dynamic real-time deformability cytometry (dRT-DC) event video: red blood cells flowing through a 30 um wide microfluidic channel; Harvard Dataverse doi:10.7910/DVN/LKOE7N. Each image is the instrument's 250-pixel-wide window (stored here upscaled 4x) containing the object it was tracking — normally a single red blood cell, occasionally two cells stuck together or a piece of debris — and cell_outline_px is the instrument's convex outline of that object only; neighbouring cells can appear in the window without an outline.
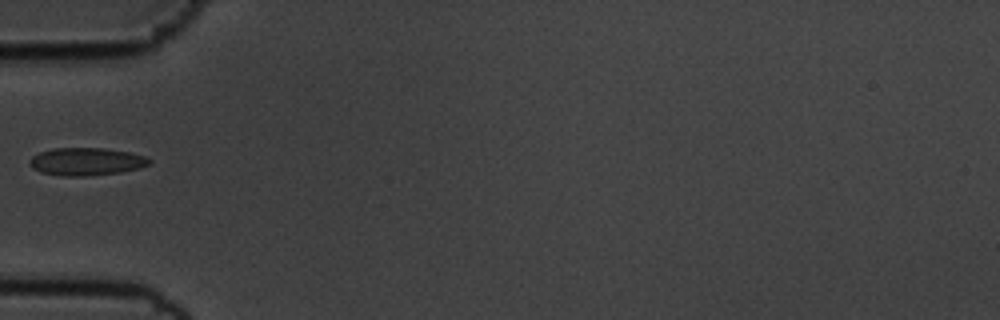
{"species": "common noctule bat (a hibernating species)", "species_latin": "Nyctalus noctula", "temperature_condition": "cold", "stored_images_in_passage": 38, "camera_frame_rate_fps": 3000, "um_per_image_px": 0.085, "animal": {"sex": "male", "body_mass_g": 19.5, "forearm_length_mm": 54.6}, "frame": {"image": 1, "passage_image": 1, "time_ms": 0.0, "image_size_px": [1000, 320], "cell_outline_px": [[152, 160], [148, 164], [140, 168], [120, 172], [84, 176], [64, 176], [44, 172], [32, 168], [28, 164], [28, 160], [32, 156], [40, 152], [52, 148], [104, 148], [128, 152], [144, 156]], "centroid_in_image_um": [7.31, 13.72], "position_along_channel_um": 77.7, "area_um2": 19.19}}
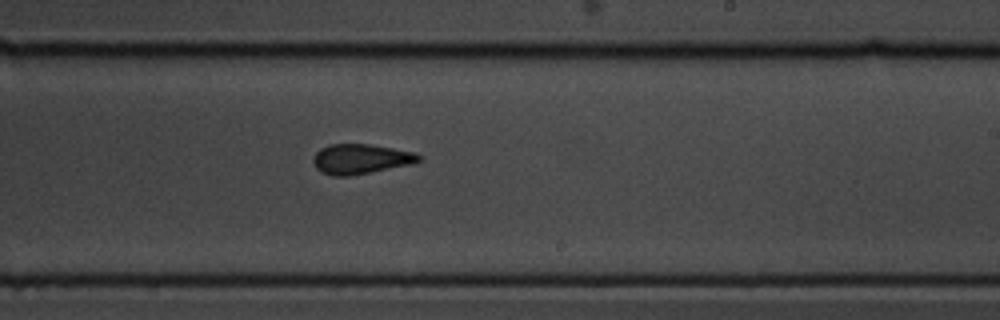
{"frame": {"image": 2, "passage_image": 16, "time_ms": 5.0, "image_size_px": [1000, 320], "cell_outline_px": [[424, 160], [412, 164], [372, 172], [348, 176], [332, 176], [320, 172], [316, 168], [312, 160], [316, 152], [320, 148], [328, 144], [368, 144], [416, 152]], "centroid_in_image_um": [30.66, 13.52], "position_along_channel_um": 258.3, "area_um2": 18.61}}
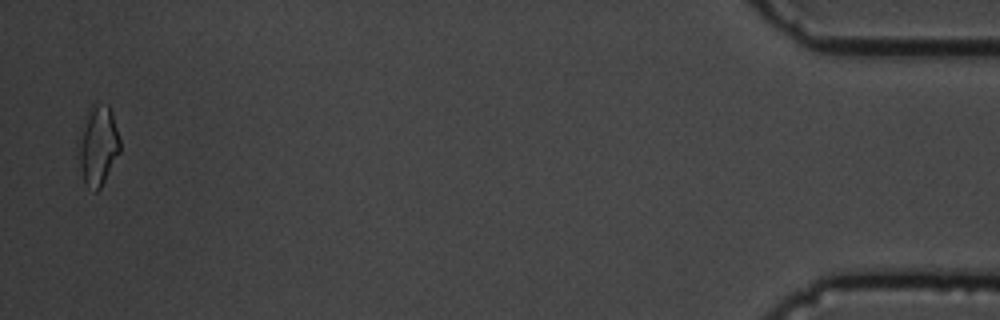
{"frame": {"image": 3, "passage_image": 37, "time_ms": 12.0, "image_size_px": [1000, 320], "cell_outline_px": [[120, 152], [100, 188], [96, 192], [84, 184], [80, 168], [76, 148], [76, 136], [84, 116], [92, 100], [108, 104], [112, 112], [120, 140]], "centroid_in_image_um": [8.27, 12.28], "position_along_channel_um": 426.9, "area_um2": 20.29}}